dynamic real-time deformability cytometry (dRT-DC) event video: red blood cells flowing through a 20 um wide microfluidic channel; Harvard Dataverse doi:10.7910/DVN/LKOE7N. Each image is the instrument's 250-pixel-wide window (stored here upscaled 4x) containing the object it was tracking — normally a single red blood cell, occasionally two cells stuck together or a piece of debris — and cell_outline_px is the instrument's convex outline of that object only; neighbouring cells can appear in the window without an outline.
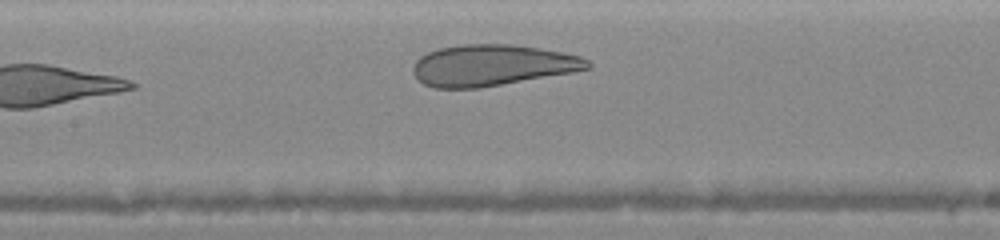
{"species": "human", "species_latin": "Homo sapiens", "temperature_condition": "warm", "stored_images_in_passage": 9, "camera_frame_rate_fps": 3000, "um_per_image_px": 0.085, "donor": {"sex": "female"}, "frame": {"image": 1, "passage_image": 9, "time_ms": 6.333, "image_size_px": [1000, 240], "cell_outline_px": [[592, 68], [572, 72], [480, 88], [432, 88], [424, 84], [412, 72], [412, 68], [416, 60], [420, 56], [428, 52], [440, 48], [460, 44], [512, 44], [540, 48], [580, 56], [588, 60], [592, 64]], "centroid_in_image_um": [41.82, 5.54], "position_along_channel_um": 165.6, "area_um2": 41.91}}